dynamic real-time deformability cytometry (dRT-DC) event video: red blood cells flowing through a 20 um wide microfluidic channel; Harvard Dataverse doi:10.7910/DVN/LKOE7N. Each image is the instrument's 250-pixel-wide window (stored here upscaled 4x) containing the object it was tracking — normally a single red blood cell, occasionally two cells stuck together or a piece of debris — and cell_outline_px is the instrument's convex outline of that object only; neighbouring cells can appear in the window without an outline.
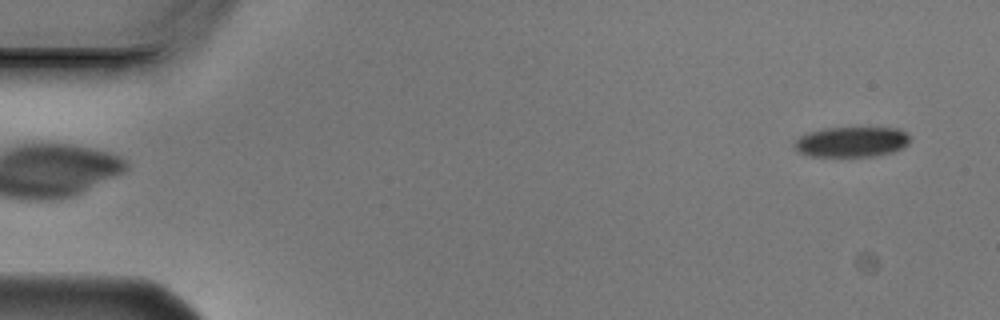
{"species": "Egyptian fruit bat (a non-hibernating species)", "species_latin": "Rousettus aegyptiacus", "temperature_condition": "cold", "stored_images_in_passage": 5, "camera_frame_rate_fps": 3000, "um_per_image_px": 0.085, "animal": {"sex": "male"}, "frame": {"image": 1, "passage_image": 5, "time_ms": 1.333, "image_size_px": [1000, 320], "cell_outline_px": [[908, 144], [904, 148], [892, 152], [872, 156], [808, 156], [800, 152], [792, 144], [800, 136], [808, 132], [824, 128], [900, 128], [908, 136]], "centroid_in_image_um": [72.37, 12.06], "position_along_channel_um": 12.6, "area_um2": 20.29}}